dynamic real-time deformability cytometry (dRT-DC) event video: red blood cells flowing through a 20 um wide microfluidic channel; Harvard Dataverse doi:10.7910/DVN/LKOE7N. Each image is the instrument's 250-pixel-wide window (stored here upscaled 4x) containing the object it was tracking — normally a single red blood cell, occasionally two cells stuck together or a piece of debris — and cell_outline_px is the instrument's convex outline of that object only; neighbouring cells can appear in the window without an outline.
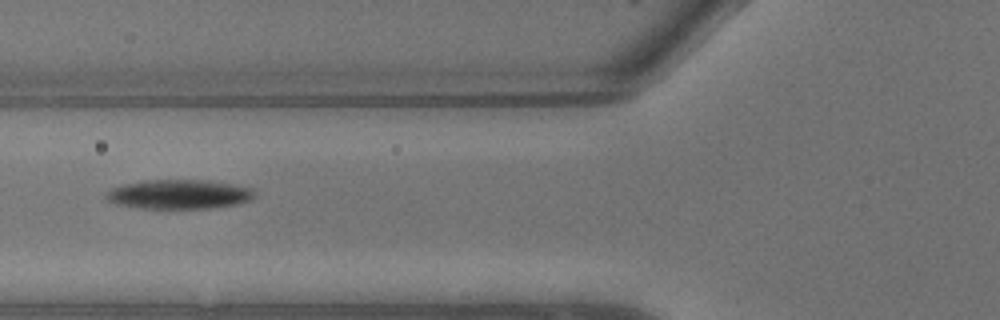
{"species": "common noctule bat (a hibernating species)", "species_latin": "Nyctalus noctula", "temperature_condition": "warm", "stored_images_in_passage": 10, "camera_frame_rate_fps": 3000, "um_per_image_px": 0.085, "animal": {"sex": "male", "body_mass_g": 13.3}, "frame": {"image": 1, "passage_image": 9, "time_ms": 2.667, "image_size_px": [1000, 320], "cell_outline_px": [[256, 192], [252, 200], [236, 204], [212, 208], [140, 208], [116, 204], [108, 200], [104, 196], [104, 192], [112, 188], [124, 184], [144, 180], [208, 180], [232, 184], [252, 188]], "centroid_in_image_um": [15.21, 16.51], "position_along_channel_um": 110.6, "area_um2": 25.49}}